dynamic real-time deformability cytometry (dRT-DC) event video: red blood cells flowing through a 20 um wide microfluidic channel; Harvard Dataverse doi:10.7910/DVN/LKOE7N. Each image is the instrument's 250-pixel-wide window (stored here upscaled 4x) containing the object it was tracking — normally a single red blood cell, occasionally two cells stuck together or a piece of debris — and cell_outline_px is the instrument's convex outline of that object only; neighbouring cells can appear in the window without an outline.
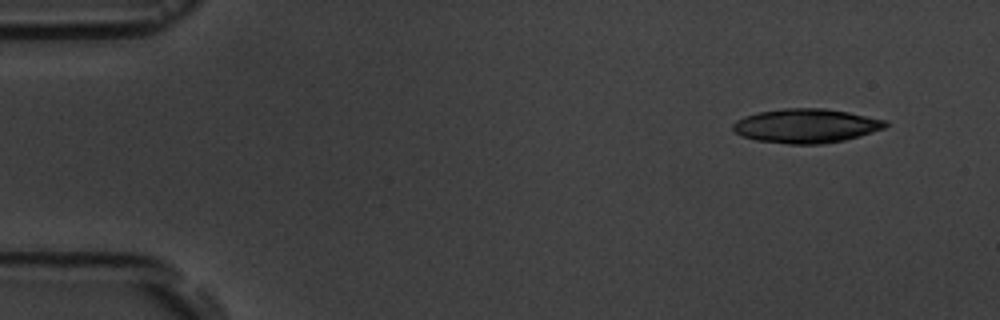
{"species": "common noctule bat (a hibernating species)", "species_latin": "Nyctalus noctula", "temperature_condition": "room temperature", "stored_images_in_passage": 7, "camera_frame_rate_fps": 3000, "um_per_image_px": 0.085, "animal": {"sex": "male", "body_mass_g": 19.5, "forearm_length_mm": 54.6}, "frame": {"image": 1, "passage_image": 1, "time_ms": 0.0, "image_size_px": [1000, 320], "cell_outline_px": [[888, 124], [884, 128], [872, 132], [844, 140], [824, 144], [788, 144], [756, 140], [744, 136], [736, 132], [732, 128], [732, 124], [736, 120], [744, 116], [756, 112], [784, 108], [824, 108], [848, 112], [888, 120]], "centroid_in_image_um": [68.51, 10.69], "position_along_channel_um": 16.5, "area_um2": 30.4}}
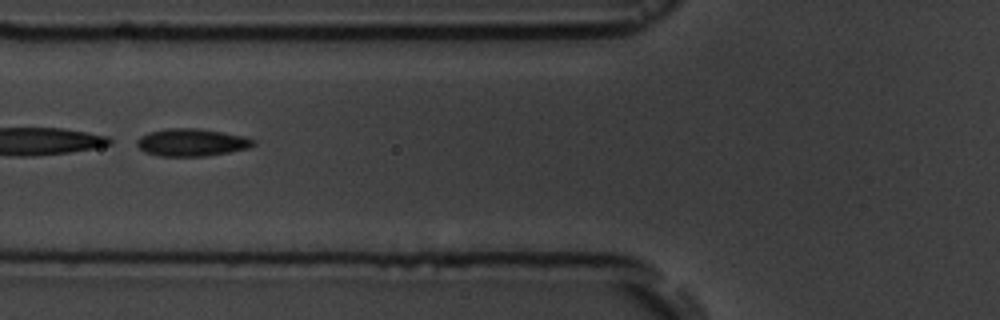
{"frame": {"image": 2, "passage_image": 6, "time_ms": 5.667, "image_size_px": [1000, 320], "cell_outline_px": [[256, 144], [248, 148], [208, 156], [156, 156], [144, 152], [136, 144], [136, 140], [140, 136], [148, 132], [164, 128], [200, 128], [244, 136], [256, 140]], "centroid_in_image_um": [16.27, 12.1], "position_along_channel_um": 109.5, "area_um2": 18.9}}
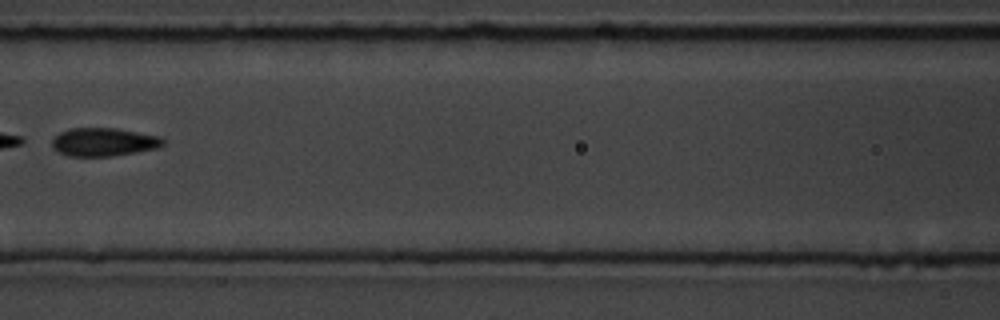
{"frame": {"image": 3, "passage_image": 7, "time_ms": 7.0, "image_size_px": [1000, 320], "cell_outline_px": [[164, 144], [156, 148], [136, 152], [112, 156], [68, 156], [52, 148], [52, 140], [60, 132], [72, 128], [116, 128], [160, 136], [164, 140]], "centroid_in_image_um": [8.81, 12.07], "position_along_channel_um": 157.8, "area_um2": 18.21}}